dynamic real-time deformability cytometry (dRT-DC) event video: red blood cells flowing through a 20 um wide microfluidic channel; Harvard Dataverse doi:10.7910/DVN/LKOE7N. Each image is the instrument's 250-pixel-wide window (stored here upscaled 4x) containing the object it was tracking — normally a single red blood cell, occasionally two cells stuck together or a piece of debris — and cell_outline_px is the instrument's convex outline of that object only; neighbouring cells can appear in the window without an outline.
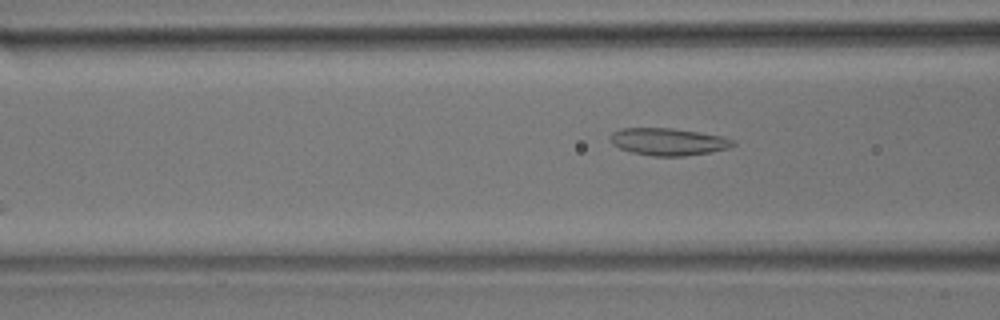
{"species": "common noctule bat (a hibernating species)", "species_latin": "Nyctalus noctula", "temperature_condition": "room temperature", "stored_images_in_passage": 11, "segment_of_instrument_passage": [2, 2], "camera_frame_rate_fps": 3000, "um_per_image_px": 0.085, "animal": {"sex": "male", "body_mass_g": 17.9}, "frame": {"image": 1, "passage_image": 11, "time_ms": 3.333, "image_size_px": [1000, 320], "cell_outline_px": [[736, 144], [728, 148], [708, 152], [684, 156], [652, 156], [632, 152], [620, 148], [612, 144], [608, 136], [612, 132], [620, 128], [672, 128], [724, 136], [736, 140]], "centroid_in_image_um": [56.79, 12.04], "position_along_channel_um": 109.8, "area_um2": 19.59}}